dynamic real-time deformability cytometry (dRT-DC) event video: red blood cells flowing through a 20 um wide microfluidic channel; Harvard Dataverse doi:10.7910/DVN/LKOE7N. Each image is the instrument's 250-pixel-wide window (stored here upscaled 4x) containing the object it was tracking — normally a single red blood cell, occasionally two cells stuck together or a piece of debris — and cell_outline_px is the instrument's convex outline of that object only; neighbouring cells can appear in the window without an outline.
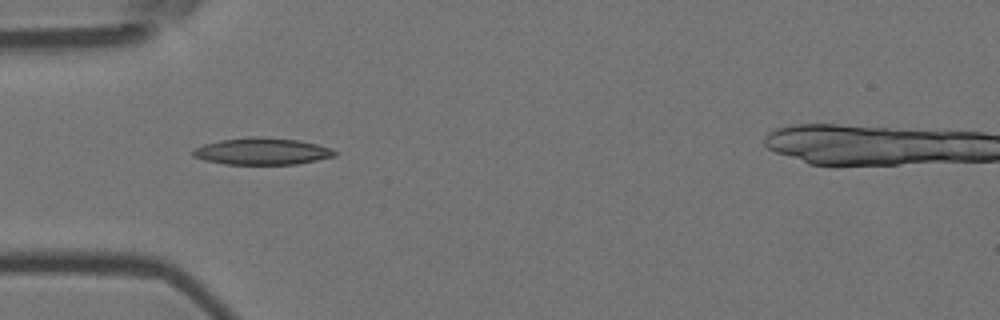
{"species": "Egyptian fruit bat (a non-hibernating species)", "species_latin": "Rousettus aegyptiacus", "temperature_condition": "room temperature", "stored_images_in_passage": 9, "camera_frame_rate_fps": 3000, "um_per_image_px": 0.085, "animal": {"sex": "female"}, "frame": {"image": 1, "passage_image": 6, "time_ms": 1.667, "image_size_px": [1000, 320], "cell_outline_px": [[336, 156], [296, 164], [224, 164], [204, 160], [192, 156], [192, 152], [196, 148], [204, 144], [220, 140], [296, 140], [316, 144], [332, 148], [336, 152]], "centroid_in_image_um": [22.28, 12.92], "position_along_channel_um": 62.7, "area_um2": 20.87}}
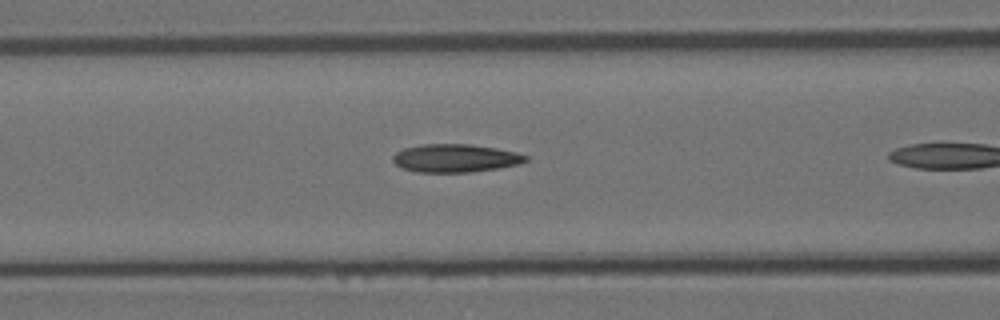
{"frame": {"image": 2, "passage_image": 8, "time_ms": 2.333, "image_size_px": [1000, 320], "cell_outline_px": [[528, 160], [520, 164], [500, 168], [472, 172], [416, 172], [404, 168], [396, 164], [392, 160], [392, 156], [396, 152], [404, 148], [420, 144], [472, 144], [496, 148], [516, 152], [528, 156]], "centroid_in_image_um": [38.72, 13.44], "position_along_channel_um": 127.9, "area_um2": 21.91}}